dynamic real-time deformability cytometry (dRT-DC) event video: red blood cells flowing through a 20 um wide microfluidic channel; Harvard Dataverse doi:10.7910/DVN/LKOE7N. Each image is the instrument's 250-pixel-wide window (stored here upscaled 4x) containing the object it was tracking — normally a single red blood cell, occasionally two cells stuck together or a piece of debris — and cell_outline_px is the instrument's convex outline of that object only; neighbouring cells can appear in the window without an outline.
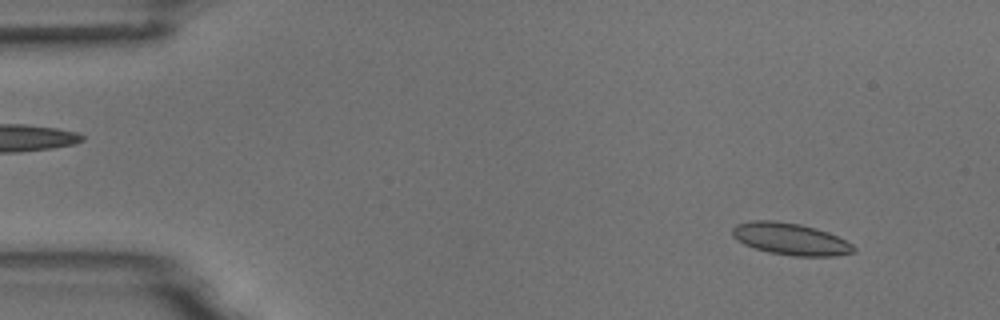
{"species": "common noctule bat (a hibernating species)", "species_latin": "Nyctalus noctula", "temperature_condition": "room temperature", "stored_images_in_passage": 4, "camera_frame_rate_fps": 3000, "um_per_image_px": 0.085, "animal": {"sex": "male", "body_mass_g": 18.8}, "frame": {"image": 1, "passage_image": 1, "time_ms": 0.0, "image_size_px": [1000, 320], "cell_outline_px": [[856, 252], [836, 256], [792, 256], [768, 252], [744, 244], [736, 240], [732, 236], [732, 228], [736, 224], [752, 220], [776, 220], [800, 224], [816, 228], [828, 232], [852, 244], [856, 248]], "centroid_in_image_um": [67.18, 20.31], "position_along_channel_um": 17.8, "area_um2": 22.72}}
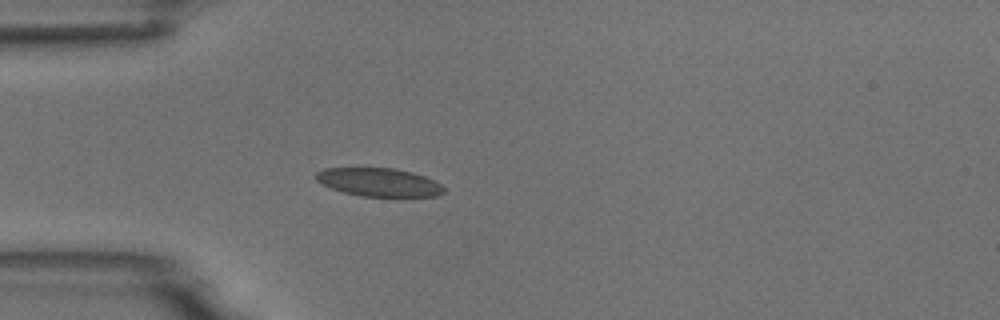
{"frame": {"image": 2, "passage_image": 4, "time_ms": 3.333, "image_size_px": [1000, 320], "cell_outline_px": [[444, 192], [436, 196], [360, 196], [344, 192], [332, 188], [316, 180], [312, 176], [316, 172], [324, 168], [396, 168], [412, 172], [436, 180], [444, 188]], "centroid_in_image_um": [32.2, 15.48], "position_along_channel_um": 52.8, "area_um2": 21.1}}